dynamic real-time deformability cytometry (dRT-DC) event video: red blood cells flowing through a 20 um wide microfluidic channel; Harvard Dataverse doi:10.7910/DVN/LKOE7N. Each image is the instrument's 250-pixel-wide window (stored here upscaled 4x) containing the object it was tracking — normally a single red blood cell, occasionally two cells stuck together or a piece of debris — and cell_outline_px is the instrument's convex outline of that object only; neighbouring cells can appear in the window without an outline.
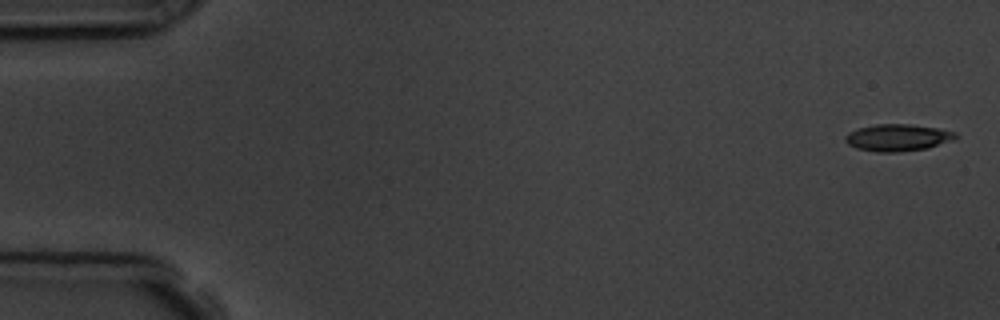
{"species": "common noctule bat (a hibernating species)", "species_latin": "Nyctalus noctula", "temperature_condition": "room temperature", "stored_images_in_passage": 4, "camera_frame_rate_fps": 3000, "um_per_image_px": 0.085, "animal": {"sex": "male", "body_mass_g": 19.5, "forearm_length_mm": 54.6}, "frame": {"image": 1, "passage_image": 1, "time_ms": 0.0, "image_size_px": [1000, 320], "cell_outline_px": [[956, 136], [928, 148], [900, 152], [876, 152], [856, 148], [848, 144], [844, 140], [844, 136], [848, 132], [856, 128], [876, 124], [912, 124], [936, 128], [956, 132]], "centroid_in_image_um": [76.19, 11.69], "position_along_channel_um": 8.8, "area_um2": 17.17}}